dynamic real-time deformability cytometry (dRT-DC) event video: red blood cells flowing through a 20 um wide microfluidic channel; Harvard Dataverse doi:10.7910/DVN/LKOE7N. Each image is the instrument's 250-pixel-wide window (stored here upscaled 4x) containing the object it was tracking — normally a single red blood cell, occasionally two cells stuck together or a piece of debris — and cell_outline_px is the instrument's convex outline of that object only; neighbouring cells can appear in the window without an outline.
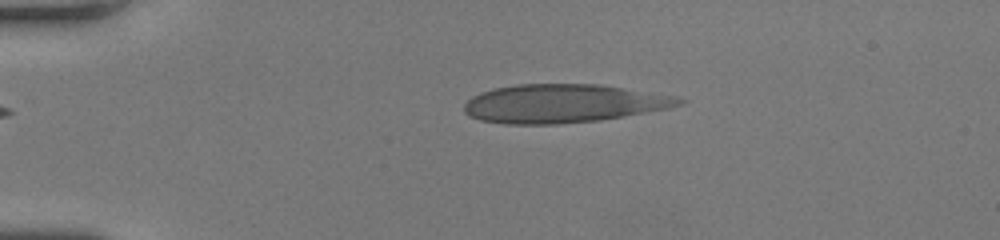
{"species": "human", "species_latin": "Homo sapiens", "temperature_condition": "room temperature", "stored_images_in_passage": 45, "camera_frame_rate_fps": 3000, "um_per_image_px": 0.085, "donor": {"sex": "female"}, "frame": {"image": 1, "passage_image": 8, "time_ms": 2.333, "image_size_px": [1000, 240], "cell_outline_px": [[688, 100], [684, 104], [668, 108], [624, 116], [600, 120], [556, 124], [504, 124], [480, 120], [468, 116], [464, 112], [464, 104], [472, 96], [480, 92], [492, 88], [516, 84], [600, 84], [676, 96]], "centroid_in_image_um": [47.86, 8.79], "position_along_channel_um": 37.1, "area_um2": 48.49}}
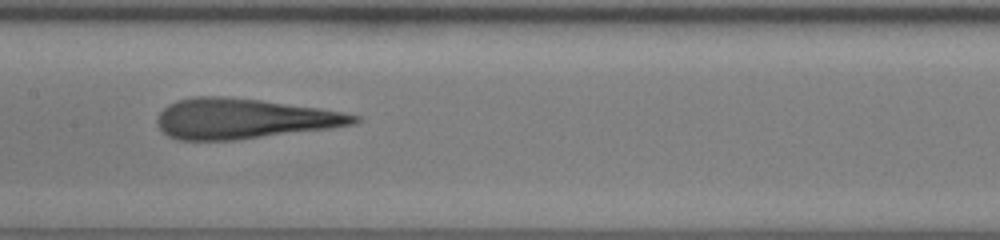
{"frame": {"image": 2, "passage_image": 22, "time_ms": 7.0, "image_size_px": [1000, 240], "cell_outline_px": [[364, 120], [356, 124], [328, 128], [236, 140], [176, 140], [168, 136], [156, 124], [156, 116], [168, 104], [176, 100], [192, 96], [224, 96], [260, 100], [320, 108], [344, 112], [360, 116]], "centroid_in_image_um": [20.69, 10.08], "position_along_channel_um": 186.7, "area_um2": 46.36}}
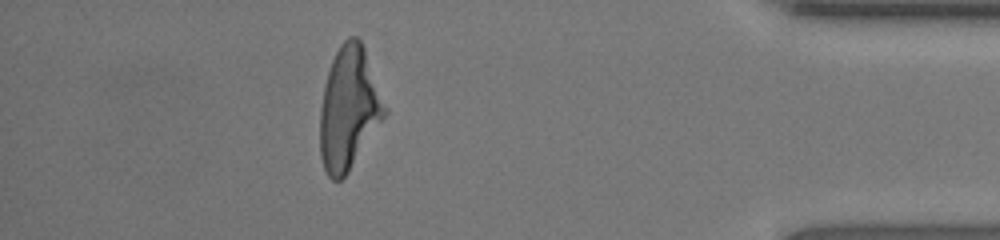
{"frame": {"image": 3, "passage_image": 40, "time_ms": 13.0, "image_size_px": [1000, 240], "cell_outline_px": [[388, 112], [348, 172], [340, 180], [332, 180], [328, 176], [324, 168], [320, 156], [320, 108], [324, 84], [332, 60], [340, 44], [348, 36], [356, 36], [360, 40], [364, 48], [388, 108]], "centroid_in_image_um": [29.65, 9.21], "position_along_channel_um": 405.5, "area_um2": 46.18}, "authors_computed_cell_mechanics": {"area_um2": 46.6446, "velocity_mm_per_s": 4.3242, "shape_relaxation_time_tau1_ms": 7.4356, "shape_relaxation_time_tau2_ms": 1.0914, "deformation_change_tau1": 0.3205, "deformation_change_tau2": 0.1332}}